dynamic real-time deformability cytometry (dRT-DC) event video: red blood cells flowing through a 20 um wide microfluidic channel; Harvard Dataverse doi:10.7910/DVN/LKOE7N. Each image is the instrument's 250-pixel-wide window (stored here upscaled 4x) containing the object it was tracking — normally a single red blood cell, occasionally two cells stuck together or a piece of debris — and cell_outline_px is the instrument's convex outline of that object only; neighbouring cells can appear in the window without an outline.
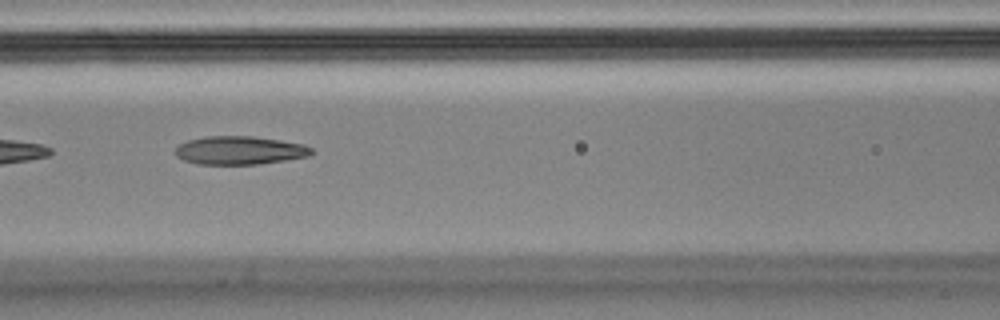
{"species": "Egyptian fruit bat (a non-hibernating species)", "species_latin": "Rousettus aegyptiacus", "temperature_condition": "cold", "stored_images_in_passage": 14, "camera_frame_rate_fps": 3000, "um_per_image_px": 0.085, "animal": {"sex": "male"}, "frame": {"image": 1, "passage_image": 7, "time_ms": 2.0, "image_size_px": [1000, 320], "cell_outline_px": [[312, 152], [308, 156], [260, 164], [196, 164], [184, 160], [176, 156], [176, 148], [180, 144], [188, 140], [204, 136], [252, 136], [280, 140], [304, 144], [312, 148]], "centroid_in_image_um": [20.36, 12.78], "position_along_channel_um": 146.2, "area_um2": 22.43}}
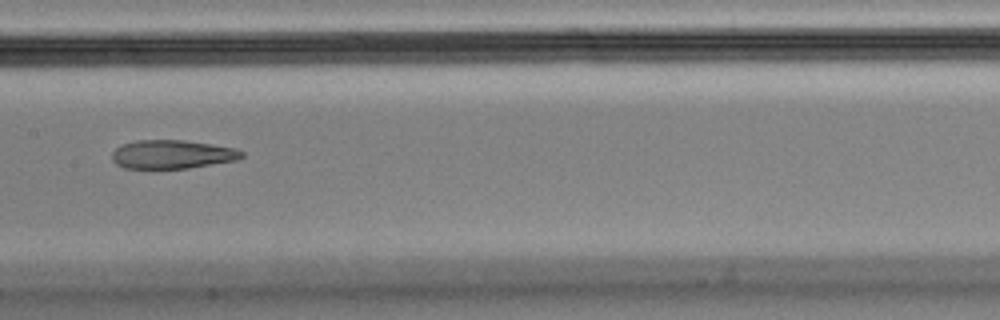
{"frame": {"image": 2, "passage_image": 8, "time_ms": 2.333, "image_size_px": [1000, 320], "cell_outline_px": [[244, 156], [236, 160], [188, 168], [124, 168], [116, 164], [112, 160], [112, 152], [116, 148], [124, 144], [136, 140], [184, 140], [236, 148], [244, 152]], "centroid_in_image_um": [14.63, 13.12], "position_along_channel_um": 192.8, "area_um2": 21.56}}